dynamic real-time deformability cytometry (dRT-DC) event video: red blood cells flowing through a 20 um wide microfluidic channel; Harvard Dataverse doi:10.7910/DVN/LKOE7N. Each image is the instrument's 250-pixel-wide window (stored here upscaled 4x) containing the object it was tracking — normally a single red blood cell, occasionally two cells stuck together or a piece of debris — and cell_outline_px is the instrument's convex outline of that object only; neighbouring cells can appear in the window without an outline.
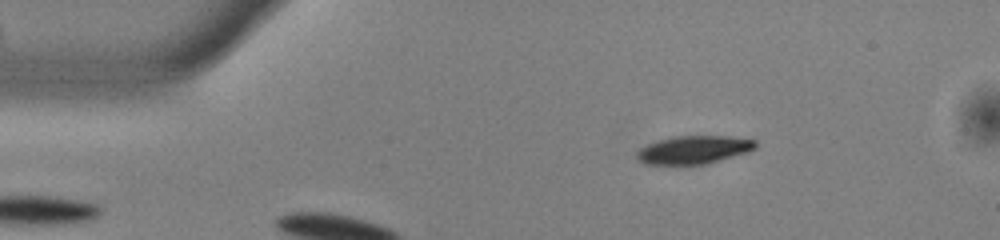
{"species": "common noctule bat (a hibernating species)", "species_latin": "Nyctalus noctula", "temperature_condition": "warm", "stored_images_in_passage": 4, "camera_frame_rate_fps": 3000, "um_per_image_px": 0.085, "animal": {"sex": "male", "body_mass_g": 13.0, "forearm_length_mm": 53.1}, "frame": {"image": 1, "passage_image": 1, "time_ms": 0.0, "image_size_px": [1000, 240], "cell_outline_px": [[756, 148], [748, 152], [708, 164], [644, 164], [636, 160], [636, 152], [640, 148], [648, 144], [660, 140], [676, 136], [728, 136], [756, 140]], "centroid_in_image_um": [58.97, 12.74], "position_along_channel_um": 26.0, "area_um2": 19.48}}